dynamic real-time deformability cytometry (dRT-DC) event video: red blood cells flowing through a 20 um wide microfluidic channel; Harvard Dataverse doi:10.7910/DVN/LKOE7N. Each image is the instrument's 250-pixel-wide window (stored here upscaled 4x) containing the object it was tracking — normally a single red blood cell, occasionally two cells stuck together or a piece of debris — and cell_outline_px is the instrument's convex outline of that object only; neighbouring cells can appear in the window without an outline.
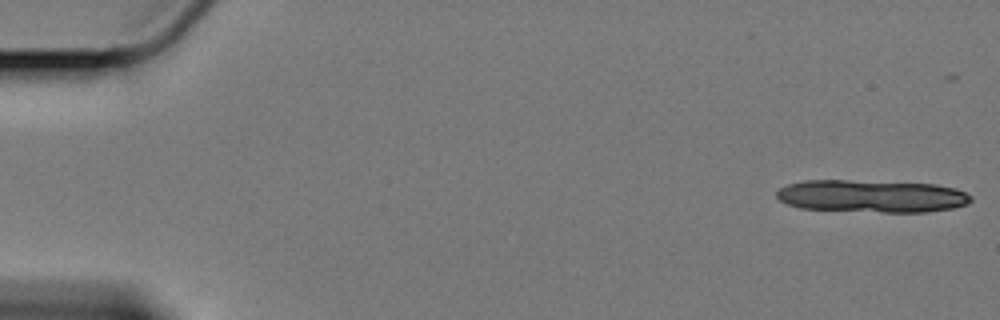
{"species": "Egyptian fruit bat (a non-hibernating species)", "species_latin": "Rousettus aegyptiacus", "temperature_condition": "cold", "stored_images_in_passage": 13, "camera_frame_rate_fps": 3000, "um_per_image_px": 0.085, "animal": {"sex": "female"}, "frame": {"image": 1, "passage_image": 1, "time_ms": 0.0, "image_size_px": [1000, 320], "cell_outline_px": [[972, 200], [968, 204], [952, 208], [928, 212], [884, 212], [800, 208], [788, 204], [780, 200], [776, 196], [776, 192], [780, 188], [788, 184], [804, 180], [848, 180], [936, 184], [956, 188], [972, 196]], "centroid_in_image_um": [74.11, 16.67], "position_along_channel_um": 10.9, "area_um2": 36.88}}